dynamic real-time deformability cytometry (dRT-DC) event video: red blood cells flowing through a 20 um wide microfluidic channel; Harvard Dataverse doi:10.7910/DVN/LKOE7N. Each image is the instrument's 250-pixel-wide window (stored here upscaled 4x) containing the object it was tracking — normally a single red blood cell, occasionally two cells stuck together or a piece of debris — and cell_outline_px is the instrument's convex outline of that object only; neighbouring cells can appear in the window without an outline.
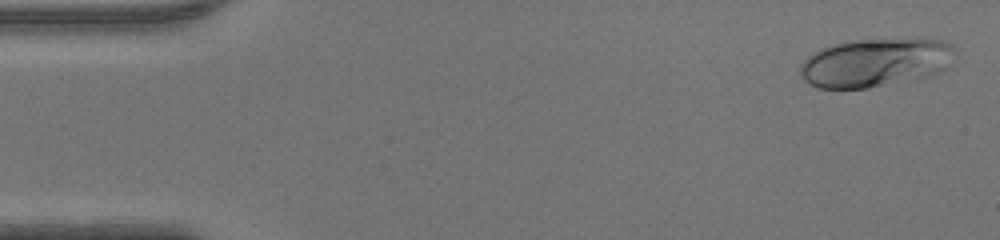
{"species": "human", "species_latin": "Homo sapiens", "temperature_condition": "warm", "stored_images_in_passage": 47, "camera_frame_rate_fps": 3000, "um_per_image_px": 0.085, "donor": {"sex": "male"}, "frame": {"image": 1, "passage_image": 2, "time_ms": 0.333, "image_size_px": [1000, 240], "cell_outline_px": [[952, 52], [944, 68], [920, 80], [868, 88], [816, 88], [808, 84], [800, 76], [800, 64], [808, 56], [832, 44], [848, 40], [908, 36], [944, 40], [952, 44]], "centroid_in_image_um": [74.39, 5.29], "position_along_channel_um": 10.6, "area_um2": 44.74}}
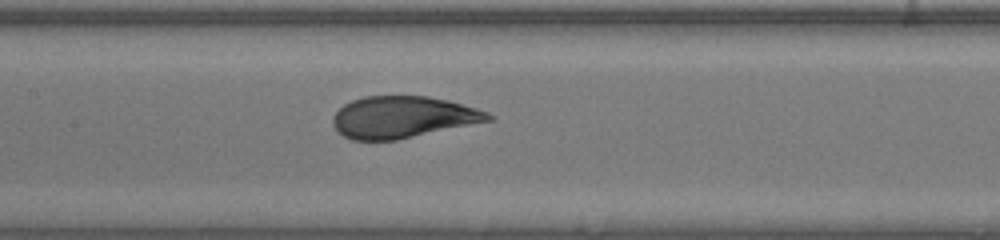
{"frame": {"image": 2, "passage_image": 22, "time_ms": 7.0, "image_size_px": [1000, 240], "cell_outline_px": [[492, 120], [396, 140], [352, 140], [336, 132], [332, 124], [332, 116], [344, 104], [352, 100], [364, 96], [428, 96], [448, 100], [476, 108], [488, 112], [492, 116]], "centroid_in_image_um": [34.19, 9.95], "position_along_channel_um": 173.2, "area_um2": 37.74}}
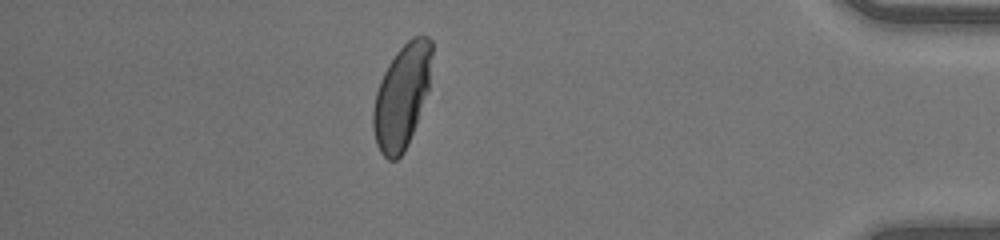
{"frame": {"image": 3, "passage_image": 41, "time_ms": 13.333, "image_size_px": [1000, 240], "cell_outline_px": [[432, 52], [428, 88], [416, 124], [408, 144], [404, 152], [396, 160], [388, 160], [380, 152], [376, 144], [372, 128], [372, 108], [376, 92], [380, 80], [388, 64], [396, 52], [412, 36], [428, 36], [432, 40]], "centroid_in_image_um": [34.13, 8.2], "position_along_channel_um": 401.1, "area_um2": 35.49}}